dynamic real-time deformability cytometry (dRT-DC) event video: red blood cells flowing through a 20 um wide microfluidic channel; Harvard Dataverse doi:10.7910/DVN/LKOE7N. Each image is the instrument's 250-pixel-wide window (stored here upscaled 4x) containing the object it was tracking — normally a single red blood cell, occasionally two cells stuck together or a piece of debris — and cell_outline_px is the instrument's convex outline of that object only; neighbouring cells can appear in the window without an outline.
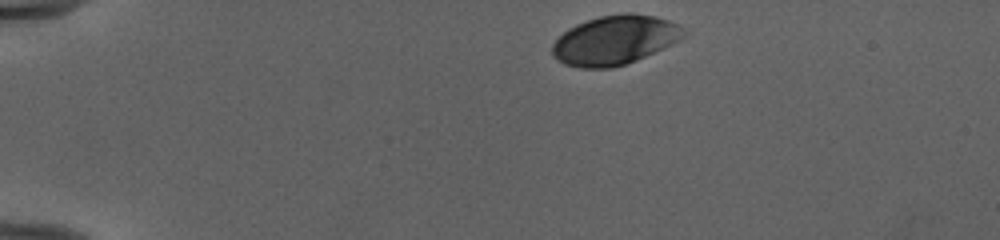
{"species": "human", "species_latin": "Homo sapiens", "temperature_condition": "cold", "stored_images_in_passage": 39, "camera_frame_rate_fps": 3000, "um_per_image_px": 0.085, "donor": {"sex": "female"}, "frame": {"image": 1, "passage_image": 1, "time_ms": 0.0, "image_size_px": [1000, 240], "cell_outline_px": [[688, 32], [680, 40], [672, 44], [636, 60], [612, 68], [580, 68], [564, 64], [556, 60], [552, 56], [552, 44], [568, 28], [576, 24], [600, 16], [624, 12], [632, 12], [652, 16], [668, 20], [684, 28]], "centroid_in_image_um": [52.25, 3.41], "position_along_channel_um": 32.8, "area_um2": 37.74}}
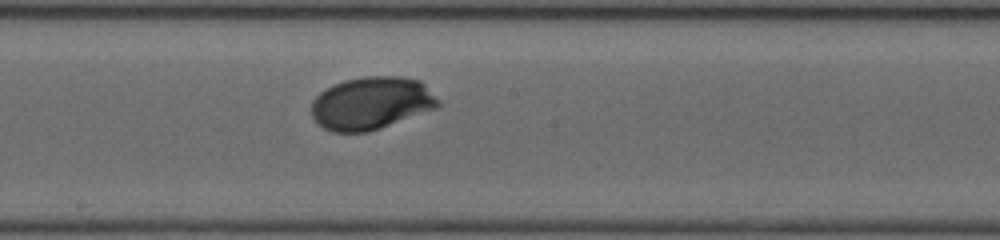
{"frame": {"image": 2, "passage_image": 21, "time_ms": 6.667, "image_size_px": [1000, 240], "cell_outline_px": [[440, 104], [436, 108], [380, 128], [368, 132], [332, 132], [316, 124], [312, 116], [312, 100], [320, 92], [332, 84], [344, 80], [364, 76], [400, 76], [420, 80], [440, 100]], "centroid_in_image_um": [31.54, 8.76], "position_along_channel_um": 216.7, "area_um2": 39.07}}
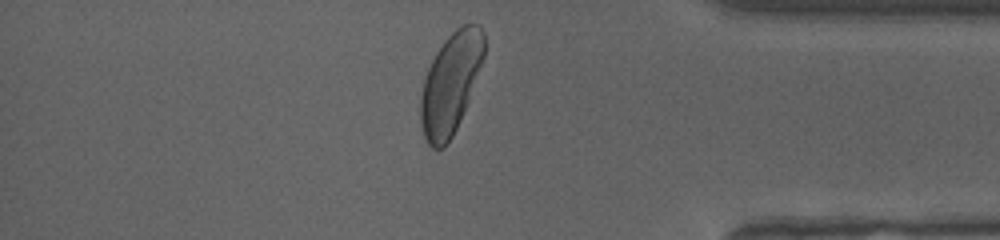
{"frame": {"image": 3, "passage_image": 36, "time_ms": 11.667, "image_size_px": [1000, 240], "cell_outline_px": [[484, 56], [464, 108], [456, 128], [452, 136], [444, 148], [432, 148], [428, 144], [424, 136], [420, 120], [420, 96], [424, 80], [428, 68], [436, 52], [444, 40], [456, 28], [464, 24], [476, 24], [484, 32]], "centroid_in_image_um": [38.27, 7.08], "position_along_channel_um": 396.9, "area_um2": 36.53}, "authors_computed_cell_mechanics": {"area_um2": 37.9746, "velocity_mm_per_s": 3.9451, "shape_relaxation_time_tau1_ms": 1.6186, "shape_relaxation_time_tau2_ms": null, "deformation_change_tau1": 0.125, "deformation_change_tau2": null}}